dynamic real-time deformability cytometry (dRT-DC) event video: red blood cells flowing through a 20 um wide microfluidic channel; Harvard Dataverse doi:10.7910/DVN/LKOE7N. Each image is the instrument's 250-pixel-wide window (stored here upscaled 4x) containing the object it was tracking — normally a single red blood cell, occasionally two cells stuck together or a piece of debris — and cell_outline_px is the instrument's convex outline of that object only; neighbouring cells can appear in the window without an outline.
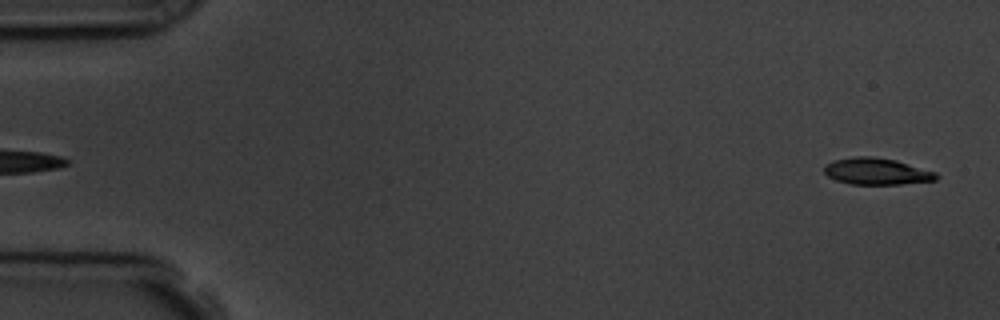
{"species": "common noctule bat (a hibernating species)", "species_latin": "Nyctalus noctula", "temperature_condition": "room temperature", "stored_images_in_passage": 5, "segment_of_instrument_passage": [2, 2], "camera_frame_rate_fps": 3000, "um_per_image_px": 0.085, "animal": {"sex": "male", "body_mass_g": 19.5, "forearm_length_mm": 54.6}, "frame": {"image": 1, "passage_image": 5, "time_ms": 5.333, "image_size_px": [1000, 320], "cell_outline_px": [[940, 176], [936, 180], [900, 184], [852, 184], [836, 180], [828, 176], [824, 172], [824, 168], [832, 160], [856, 156], [872, 156], [896, 160], [936, 172]], "centroid_in_image_um": [74.53, 14.56], "position_along_channel_um": 10.5, "area_um2": 17.34}}